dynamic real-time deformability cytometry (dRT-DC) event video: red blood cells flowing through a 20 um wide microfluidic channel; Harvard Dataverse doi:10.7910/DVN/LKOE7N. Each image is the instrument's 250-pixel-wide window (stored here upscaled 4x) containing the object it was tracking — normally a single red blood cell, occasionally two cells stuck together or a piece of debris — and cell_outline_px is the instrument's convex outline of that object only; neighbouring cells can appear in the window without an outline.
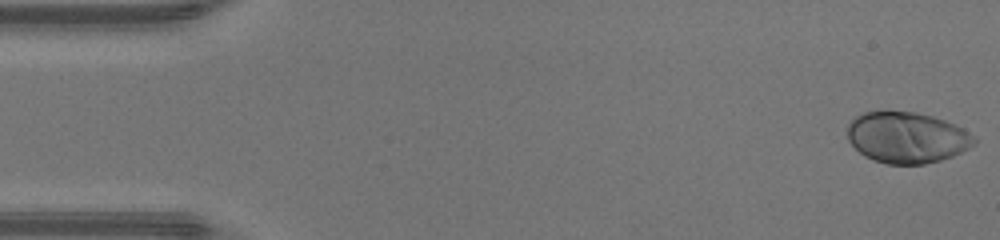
{"species": "human", "species_latin": "Homo sapiens", "temperature_condition": "warm", "stored_images_in_passage": 47, "camera_frame_rate_fps": 3000, "um_per_image_px": 0.085, "donor": {"sex": "male"}, "frame": {"image": 1, "passage_image": 1, "time_ms": 0.0, "image_size_px": [1000, 240], "cell_outline_px": [[976, 144], [952, 156], [940, 160], [924, 164], [888, 164], [872, 160], [864, 156], [848, 140], [848, 124], [856, 116], [864, 112], [916, 112], [932, 116], [956, 124], [964, 128], [976, 140]], "centroid_in_image_um": [77.09, 11.69], "position_along_channel_um": 7.9, "area_um2": 37.57}}
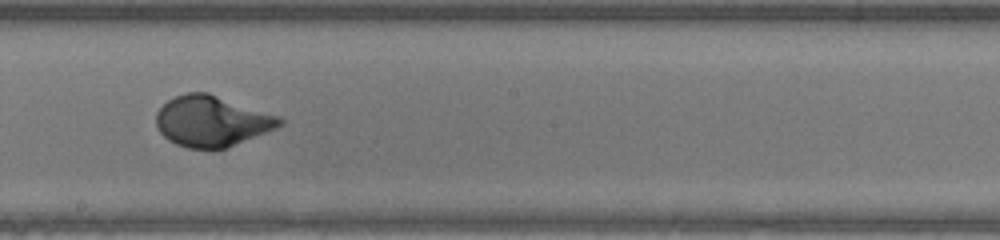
{"frame": {"image": 2, "passage_image": 26, "time_ms": 8.333, "image_size_px": [1000, 240], "cell_outline_px": [[284, 124], [276, 128], [224, 148], [188, 148], [176, 144], [168, 140], [160, 132], [156, 124], [156, 112], [168, 100], [176, 96], [188, 92], [208, 92], [280, 116], [284, 120]], "centroid_in_image_um": [18.0, 10.28], "position_along_channel_um": 230.2, "area_um2": 36.24}}
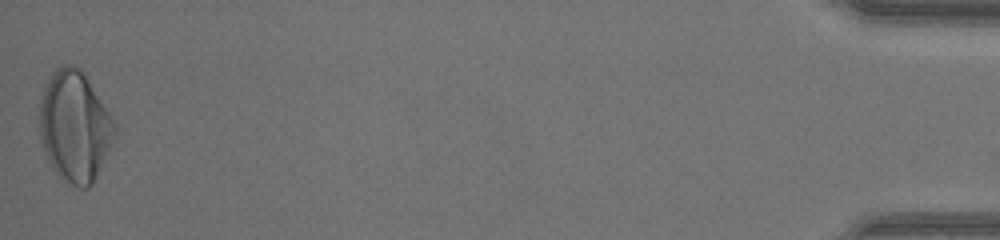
{"frame": {"image": 3, "passage_image": 47, "time_ms": 15.333, "image_size_px": [1000, 240], "cell_outline_px": [[116, 132], [92, 184], [88, 188], [80, 188], [72, 184], [56, 172], [48, 160], [44, 152], [40, 136], [40, 104], [44, 88], [52, 72], [56, 68], [64, 64], [72, 64], [80, 68], [84, 72], [116, 124]], "centroid_in_image_um": [6.34, 10.7], "position_along_channel_um": 428.9, "area_um2": 47.8}, "authors_computed_cell_mechanics": {"area_um2": 36.414, "velocity_mm_per_s": 4.3461, "shape_relaxation_time_tau1_ms": 3.7047, "shape_relaxation_time_tau2_ms": null, "deformation_change_tau1": 0.2304, "deformation_change_tau2": null}}